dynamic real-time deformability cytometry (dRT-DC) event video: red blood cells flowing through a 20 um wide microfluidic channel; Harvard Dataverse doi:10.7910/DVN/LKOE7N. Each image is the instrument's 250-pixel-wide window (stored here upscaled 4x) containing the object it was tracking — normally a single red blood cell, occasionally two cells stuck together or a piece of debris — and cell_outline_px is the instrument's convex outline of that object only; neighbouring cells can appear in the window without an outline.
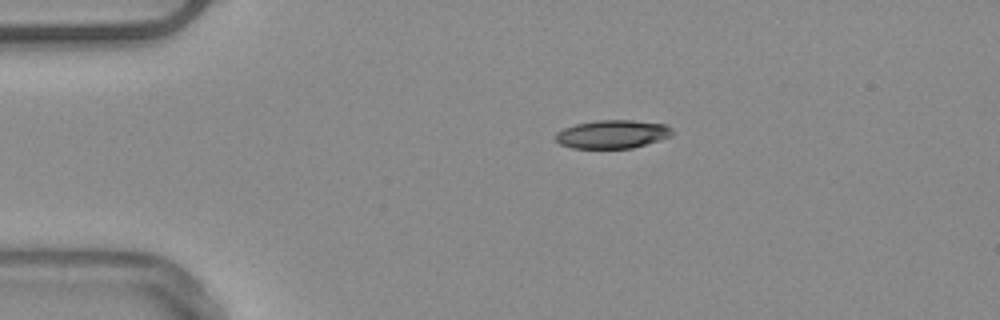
{"species": "common noctule bat (a hibernating species)", "species_latin": "Nyctalus noctula", "temperature_condition": "warm", "stored_images_in_passage": 42, "camera_frame_rate_fps": 3000, "um_per_image_px": 0.085, "animal": {"sex": "male", "body_mass_g": 20.4}, "frame": {"image": 1, "passage_image": 1, "time_ms": 0.0, "image_size_px": [1000, 320], "cell_outline_px": [[672, 136], [632, 148], [572, 148], [560, 144], [556, 140], [556, 132], [564, 128], [576, 124], [596, 120], [632, 120], [664, 124], [672, 128]], "centroid_in_image_um": [52.05, 11.4], "position_along_channel_um": 33.0, "area_um2": 19.19}}
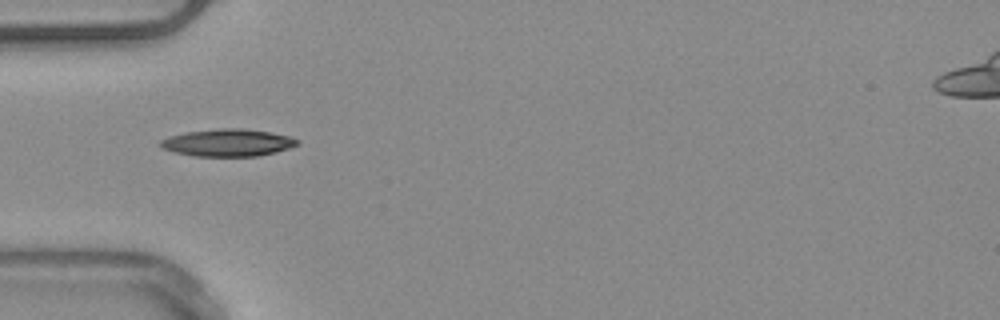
{"frame": {"image": 2, "passage_image": 7, "time_ms": 2.0, "image_size_px": [1000, 320], "cell_outline_px": [[300, 144], [276, 152], [256, 156], [192, 156], [160, 148], [160, 140], [168, 136], [188, 132], [220, 128], [244, 128], [292, 136], [300, 140]], "centroid_in_image_um": [19.38, 12.12], "position_along_channel_um": 65.6, "area_um2": 21.85}, "authors_computed_cell_mechanics": {"area_um2": 19.9988, "velocity_mm_per_s": 3.9414, "shape_relaxation_time_tau1_ms": 8.6236, "shape_relaxation_time_tau2_ms": null, "deformation_change_tau1": 0.2132, "deformation_change_tau2": null}}